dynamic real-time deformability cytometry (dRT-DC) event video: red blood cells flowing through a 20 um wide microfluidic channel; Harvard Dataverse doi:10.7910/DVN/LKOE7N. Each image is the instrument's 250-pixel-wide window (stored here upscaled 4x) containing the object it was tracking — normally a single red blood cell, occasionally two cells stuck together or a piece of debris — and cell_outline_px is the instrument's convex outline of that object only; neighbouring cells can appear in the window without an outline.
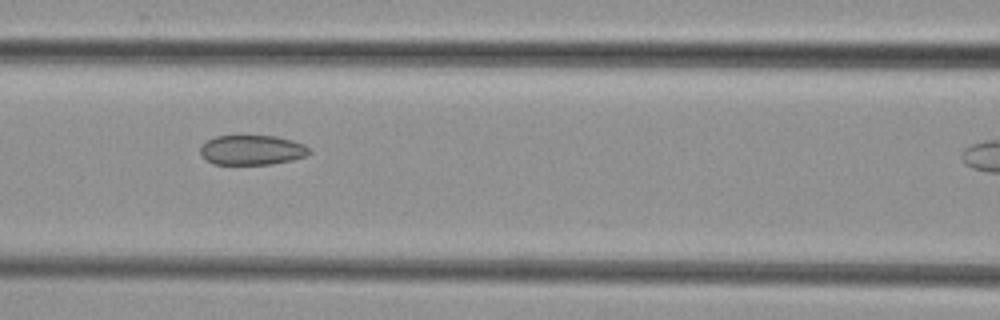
{"species": "common noctule bat (a hibernating species)", "species_latin": "Nyctalus noctula", "temperature_condition": "cold", "stored_images_in_passage": 8, "camera_frame_rate_fps": 3000, "um_per_image_px": 0.085, "animal": {"sex": "female", "body_mass_g": 29.2, "forearm_length_mm": 56.3}, "frame": {"image": 1, "passage_image": 6, "time_ms": 5.667, "image_size_px": [1000, 320], "cell_outline_px": [[312, 152], [304, 156], [292, 160], [272, 164], [212, 164], [200, 156], [200, 144], [216, 136], [276, 136], [292, 140], [304, 144]], "centroid_in_image_um": [21.38, 12.75], "position_along_channel_um": 145.2, "area_um2": 19.02}}
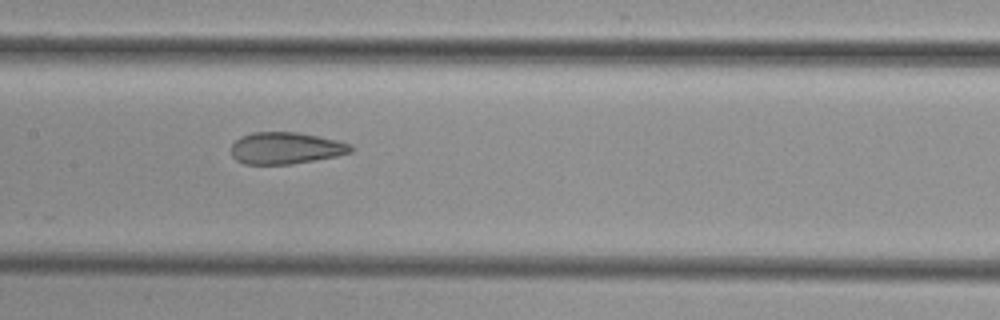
{"frame": {"image": 2, "passage_image": 7, "time_ms": 8.333, "image_size_px": [1000, 320], "cell_outline_px": [[352, 152], [336, 156], [292, 164], [244, 164], [236, 160], [232, 156], [232, 144], [240, 136], [252, 132], [296, 132], [336, 140], [352, 144]], "centroid_in_image_um": [24.27, 12.59], "position_along_channel_um": 183.1, "area_um2": 22.08}}